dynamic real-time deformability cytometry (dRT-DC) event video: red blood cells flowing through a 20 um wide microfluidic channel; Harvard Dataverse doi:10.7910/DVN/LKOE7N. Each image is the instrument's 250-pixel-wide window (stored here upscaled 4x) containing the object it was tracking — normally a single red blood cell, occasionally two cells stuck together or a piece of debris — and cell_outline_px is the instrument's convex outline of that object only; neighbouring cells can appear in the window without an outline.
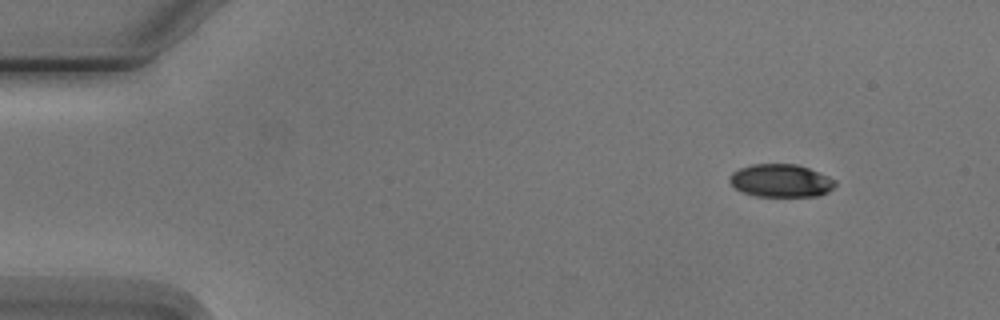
{"species": "Egyptian fruit bat (a non-hibernating species)", "species_latin": "Rousettus aegyptiacus", "temperature_condition": "cold", "stored_images_in_passage": 3, "camera_frame_rate_fps": 3000, "um_per_image_px": 0.085, "animal": {"sex": "male"}, "frame": {"image": 1, "passage_image": 1, "time_ms": 0.0, "image_size_px": [1000, 320], "cell_outline_px": [[836, 184], [828, 192], [816, 196], [756, 196], [744, 192], [736, 188], [728, 180], [728, 176], [732, 172], [740, 168], [752, 164], [796, 164], [808, 168], [828, 176], [836, 180]], "centroid_in_image_um": [66.36, 15.35], "position_along_channel_um": 18.6, "area_um2": 20.17}}